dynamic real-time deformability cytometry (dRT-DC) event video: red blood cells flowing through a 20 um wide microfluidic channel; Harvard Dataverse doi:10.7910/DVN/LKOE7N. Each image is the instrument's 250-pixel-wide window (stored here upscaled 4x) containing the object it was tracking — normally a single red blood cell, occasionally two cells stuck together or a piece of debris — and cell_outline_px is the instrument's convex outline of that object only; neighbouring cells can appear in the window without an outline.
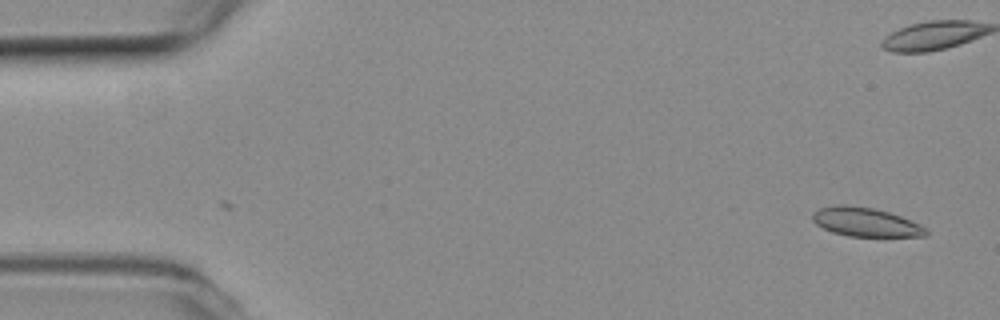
{"species": "common noctule bat (a hibernating species)", "species_latin": "Nyctalus noctula", "temperature_condition": "room temperature", "stored_images_in_passage": 7, "camera_frame_rate_fps": 3000, "um_per_image_px": 0.085, "animal": {"sex": "female", "body_mass_g": 19.3, "forearm_length_mm": 54.1}, "frame": {"image": 1, "passage_image": 7, "time_ms": 2.0, "image_size_px": [1000, 320], "cell_outline_px": [[928, 236], [848, 236], [832, 232], [816, 224], [812, 220], [812, 212], [820, 208], [840, 204], [844, 204], [872, 208], [888, 212], [900, 216], [920, 224], [928, 232]], "centroid_in_image_um": [73.55, 18.87], "position_along_channel_um": 11.5, "area_um2": 18.96}}